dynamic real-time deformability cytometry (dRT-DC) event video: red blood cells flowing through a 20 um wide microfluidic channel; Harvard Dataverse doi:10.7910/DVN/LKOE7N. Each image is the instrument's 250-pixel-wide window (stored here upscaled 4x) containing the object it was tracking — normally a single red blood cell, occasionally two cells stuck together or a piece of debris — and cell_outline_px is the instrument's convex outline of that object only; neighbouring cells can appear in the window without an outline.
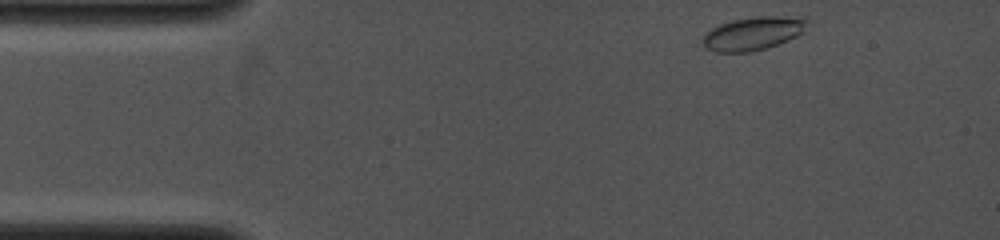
{"species": "common noctule bat (a hibernating species)", "species_latin": "Nyctalus noctula", "temperature_condition": "cold", "stored_images_in_passage": 29, "camera_frame_rate_fps": 4000, "um_per_image_px": 0.085, "animal": {"sex": "female", "body_mass_g": 19.0, "forearm_length_mm": 53.3}, "frame": {"image": 1, "passage_image": 1, "time_ms": 0.0, "image_size_px": [1000, 240], "cell_outline_px": [[808, 20], [804, 32], [788, 40], [752, 52], [716, 52], [704, 48], [704, 36], [712, 28], [720, 24], [732, 20], [756, 16], [808, 16]], "centroid_in_image_um": [64.07, 2.82], "position_along_channel_um": 20.9, "area_um2": 20.35}}
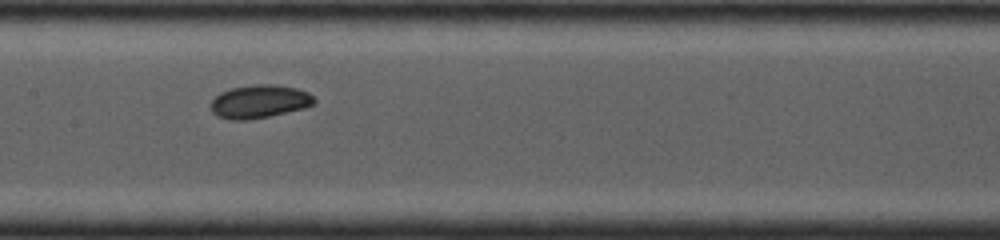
{"frame": {"image": 2, "passage_image": 14, "time_ms": 5.5, "image_size_px": [1000, 240], "cell_outline_px": [[316, 104], [304, 108], [268, 116], [248, 120], [228, 120], [216, 116], [212, 112], [208, 104], [220, 92], [232, 88], [256, 84], [276, 84], [296, 88], [308, 92], [316, 100]], "centroid_in_image_um": [22.02, 8.63], "position_along_channel_um": 185.4, "area_um2": 20.23}}
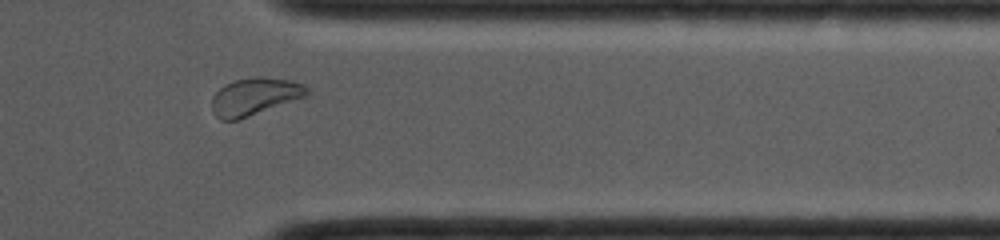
{"frame": {"image": 3, "passage_image": 26, "time_ms": 10.25, "image_size_px": [1000, 240], "cell_outline_px": [[308, 92], [304, 96], [240, 120], [220, 120], [212, 112], [212, 96], [224, 84], [236, 80], [256, 76], [288, 80], [304, 84], [308, 88]], "centroid_in_image_um": [21.59, 8.21], "position_along_channel_um": 389.8, "area_um2": 20.52}}